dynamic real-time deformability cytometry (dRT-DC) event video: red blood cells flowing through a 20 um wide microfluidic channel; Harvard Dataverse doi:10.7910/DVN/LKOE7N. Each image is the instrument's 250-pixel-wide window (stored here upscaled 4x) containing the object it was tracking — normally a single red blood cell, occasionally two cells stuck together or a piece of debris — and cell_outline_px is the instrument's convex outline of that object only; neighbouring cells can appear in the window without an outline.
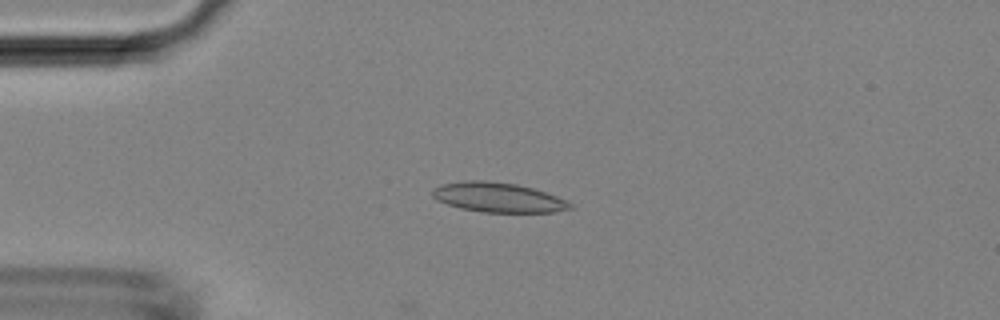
{"species": "Egyptian fruit bat (a non-hibernating species)", "species_latin": "Rousettus aegyptiacus", "temperature_condition": "room temperature", "stored_images_in_passage": 45, "camera_frame_rate_fps": 3000, "um_per_image_px": 0.085, "animal": {"sex": "female"}, "frame": {"image": 1, "passage_image": 11, "time_ms": 3.333, "image_size_px": [1000, 320], "cell_outline_px": [[576, 208], [556, 212], [484, 212], [460, 208], [436, 200], [432, 196], [432, 188], [440, 184], [464, 180], [488, 180], [516, 184], [532, 188], [556, 196], [572, 204]], "centroid_in_image_um": [42.31, 16.77], "position_along_channel_um": 42.7, "area_um2": 23.93}}
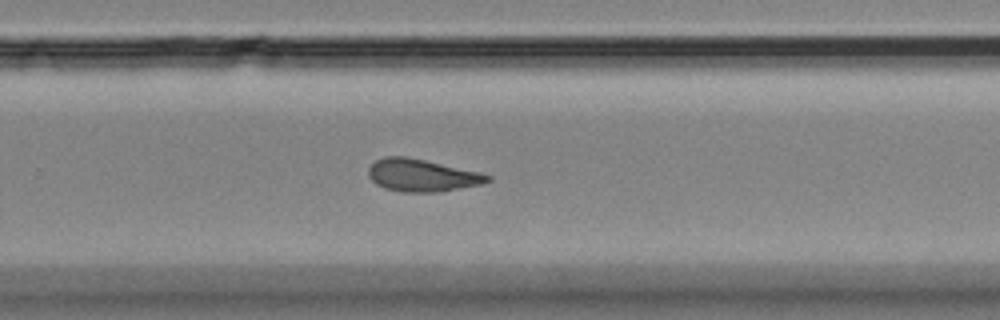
{"frame": {"image": 2, "passage_image": 30, "time_ms": 9.667, "image_size_px": [1000, 320], "cell_outline_px": [[492, 180], [480, 184], [440, 192], [400, 192], [384, 188], [376, 184], [368, 176], [368, 168], [376, 160], [384, 156], [408, 156], [480, 172], [492, 176]], "centroid_in_image_um": [35.85, 14.9], "position_along_channel_um": 294.0, "area_um2": 22.66}}
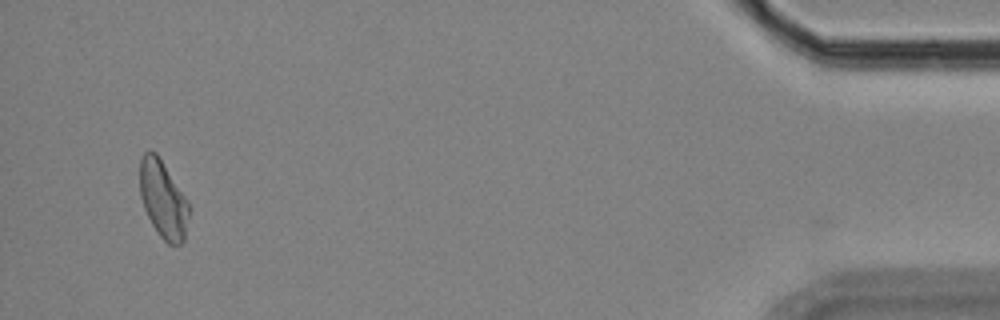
{"frame": {"image": 3, "passage_image": 44, "time_ms": 14.333, "image_size_px": [1000, 320], "cell_outline_px": [[188, 216], [184, 240], [180, 244], [168, 244], [160, 236], [152, 224], [144, 208], [140, 196], [140, 160], [144, 152], [148, 148], [156, 152], [188, 200]], "centroid_in_image_um": [13.84, 16.91], "position_along_channel_um": 421.4, "area_um2": 22.02}}